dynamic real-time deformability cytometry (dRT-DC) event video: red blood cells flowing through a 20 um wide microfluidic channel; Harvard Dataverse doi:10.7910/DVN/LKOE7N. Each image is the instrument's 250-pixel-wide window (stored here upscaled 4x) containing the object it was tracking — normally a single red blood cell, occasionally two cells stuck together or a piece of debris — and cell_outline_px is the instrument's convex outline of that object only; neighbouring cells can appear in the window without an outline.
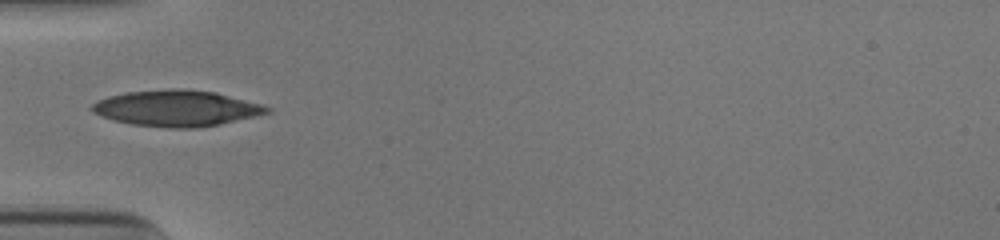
{"species": "human", "species_latin": "Homo sapiens", "temperature_condition": "cold", "stored_images_in_passage": 34, "camera_frame_rate_fps": 3000, "um_per_image_px": 0.085, "donor": {"sex": "male"}, "frame": {"image": 1, "passage_image": 1, "time_ms": 0.0, "image_size_px": [1000, 240], "cell_outline_px": [[272, 112], [256, 116], [220, 124], [196, 128], [168, 128], [132, 124], [112, 120], [100, 116], [92, 112], [92, 104], [96, 100], [108, 96], [128, 92], [176, 88], [184, 88], [216, 92], [264, 104], [272, 108]], "centroid_in_image_um": [15.04, 9.2], "position_along_channel_um": 70.0, "area_um2": 37.11}}
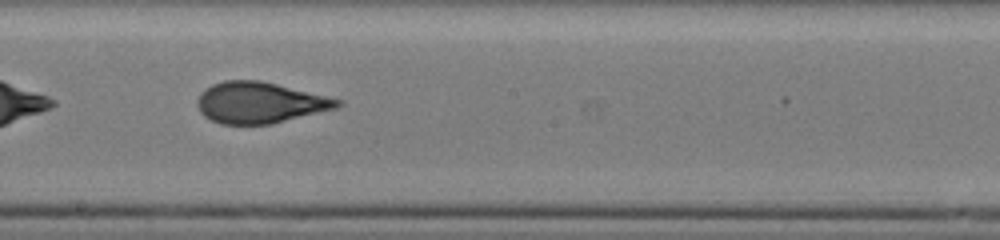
{"frame": {"image": 2, "passage_image": 13, "time_ms": 4.0, "image_size_px": [1000, 240], "cell_outline_px": [[344, 104], [336, 108], [272, 124], [220, 124], [204, 116], [200, 112], [196, 104], [196, 100], [200, 92], [204, 88], [212, 84], [224, 80], [260, 80], [344, 100]], "centroid_in_image_um": [22.06, 8.72], "position_along_channel_um": 226.1, "area_um2": 33.76}}
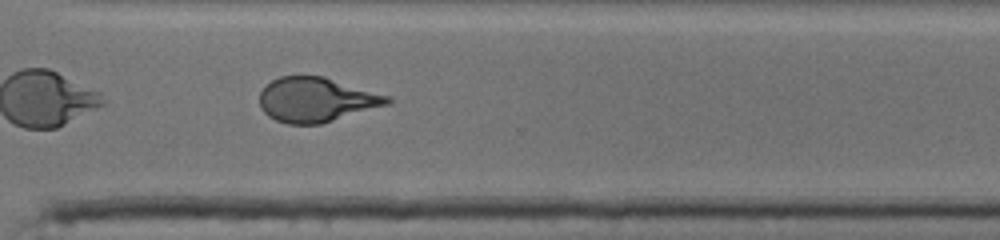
{"frame": {"image": 3, "passage_image": 22, "time_ms": 7.0, "image_size_px": [1000, 240], "cell_outline_px": [[392, 100], [388, 104], [320, 124], [288, 124], [276, 120], [268, 116], [260, 108], [260, 92], [272, 80], [280, 76], [324, 76], [392, 96]], "centroid_in_image_um": [26.89, 8.47], "position_along_channel_um": 343.7, "area_um2": 33.12}, "authors_computed_cell_mechanics": {"area_um2": 33.7552, "velocity_mm_per_s": 3.9148, "shape_relaxation_time_tau1_ms": 7.0316, "shape_relaxation_time_tau2_ms": 0.9041, "deformation_change_tau1": 0.2283, "deformation_change_tau2": 0.0694}}